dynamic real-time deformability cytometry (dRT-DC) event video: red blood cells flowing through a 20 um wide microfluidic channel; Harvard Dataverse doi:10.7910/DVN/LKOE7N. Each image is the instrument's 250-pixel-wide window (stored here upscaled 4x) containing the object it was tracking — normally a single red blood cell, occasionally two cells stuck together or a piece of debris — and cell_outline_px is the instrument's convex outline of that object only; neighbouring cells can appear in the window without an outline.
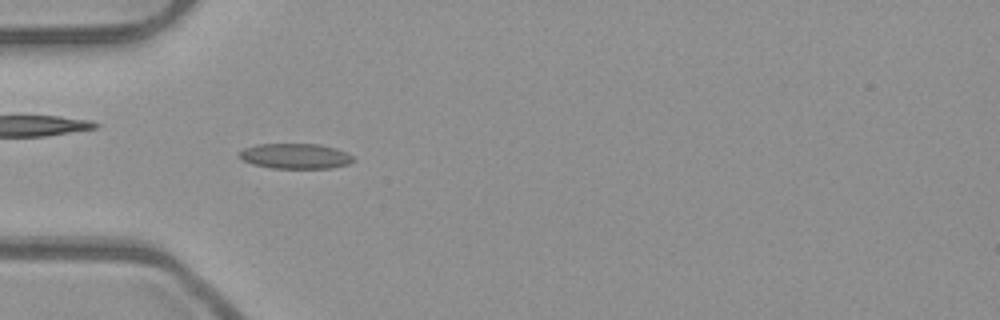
{"species": "common noctule bat (a hibernating species)", "species_latin": "Nyctalus noctula", "temperature_condition": "room temperature", "stored_images_in_passage": 52, "camera_frame_rate_fps": 3000, "um_per_image_px": 0.085, "animal": {"sex": "male", "body_mass_g": 23.1, "forearm_length_mm": 52.7}, "frame": {"image": 1, "passage_image": 16, "time_ms": 5.0, "image_size_px": [1000, 320], "cell_outline_px": [[356, 160], [348, 164], [332, 168], [272, 168], [252, 164], [236, 156], [236, 152], [244, 148], [256, 144], [320, 144], [336, 148], [348, 152]], "centroid_in_image_um": [25.09, 13.26], "position_along_channel_um": 59.9, "area_um2": 17.05}}
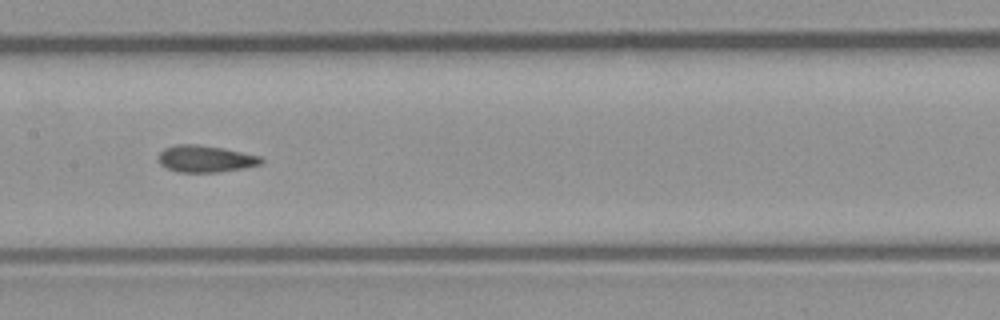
{"frame": {"image": 2, "passage_image": 26, "time_ms": 8.333, "image_size_px": [1000, 320], "cell_outline_px": [[264, 160], [260, 164], [244, 168], [216, 172], [176, 172], [160, 164], [160, 152], [164, 148], [176, 144], [196, 144], [224, 148], [260, 156]], "centroid_in_image_um": [17.47, 13.49], "position_along_channel_um": 189.9, "area_um2": 15.95}}
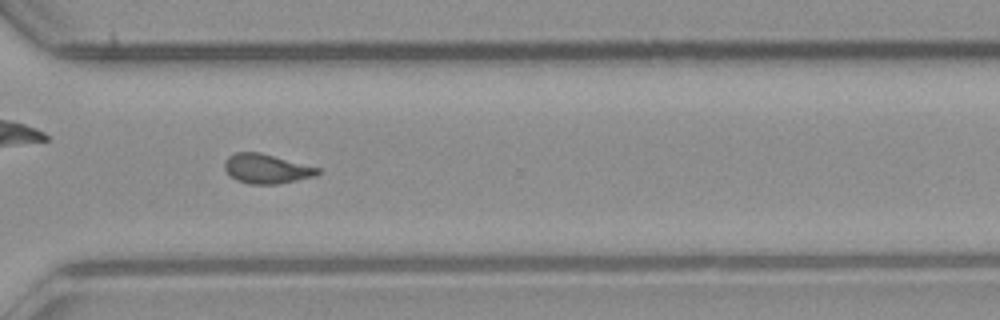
{"frame": {"image": 3, "passage_image": 38, "time_ms": 12.333, "image_size_px": [1000, 320], "cell_outline_px": [[320, 172], [316, 176], [280, 184], [248, 184], [236, 180], [228, 176], [224, 168], [224, 160], [228, 156], [236, 152], [260, 152], [320, 168]], "centroid_in_image_um": [22.62, 14.35], "position_along_channel_um": 348.0, "area_um2": 16.24}, "authors_computed_cell_mechanics": {"area_um2": 16.2129, "velocity_mm_per_s": 3.9686, "shape_relaxation_time_tau1_ms": null, "shape_relaxation_time_tau2_ms": 1.9426, "deformation_change_tau1": null, "deformation_change_tau2": 0.0764}}